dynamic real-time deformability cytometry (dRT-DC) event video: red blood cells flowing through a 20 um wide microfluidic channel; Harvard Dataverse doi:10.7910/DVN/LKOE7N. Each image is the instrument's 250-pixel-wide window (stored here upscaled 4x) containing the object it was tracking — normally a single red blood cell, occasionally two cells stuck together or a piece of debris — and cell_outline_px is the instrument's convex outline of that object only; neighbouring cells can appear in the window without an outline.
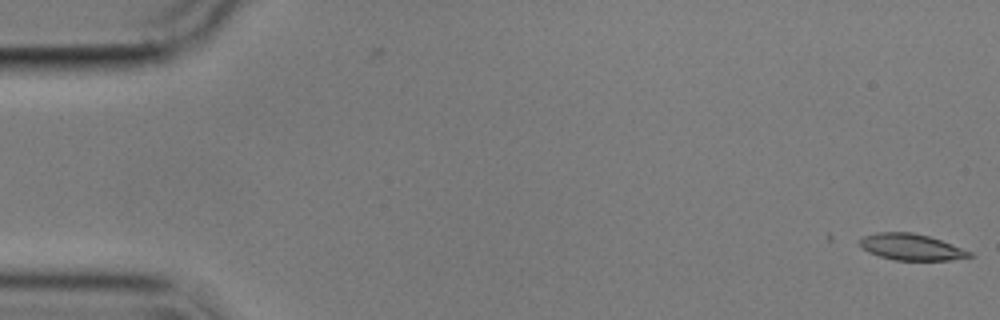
{"species": "common noctule bat (a hibernating species)", "species_latin": "Nyctalus noctula", "temperature_condition": "cold", "stored_images_in_passage": 6, "segment_of_instrument_passage": [2, 2], "camera_frame_rate_fps": 3000, "um_per_image_px": 0.085, "animal": {"sex": "male", "body_mass_g": 17.9}, "frame": {"image": 1, "passage_image": 6, "time_ms": 6.0, "image_size_px": [1000, 320], "cell_outline_px": [[972, 256], [948, 260], [896, 260], [880, 256], [868, 252], [856, 240], [864, 236], [876, 232], [912, 232], [928, 236], [940, 240], [972, 252]], "centroid_in_image_um": [77.41, 20.99], "position_along_channel_um": 7.6, "area_um2": 16.65}}